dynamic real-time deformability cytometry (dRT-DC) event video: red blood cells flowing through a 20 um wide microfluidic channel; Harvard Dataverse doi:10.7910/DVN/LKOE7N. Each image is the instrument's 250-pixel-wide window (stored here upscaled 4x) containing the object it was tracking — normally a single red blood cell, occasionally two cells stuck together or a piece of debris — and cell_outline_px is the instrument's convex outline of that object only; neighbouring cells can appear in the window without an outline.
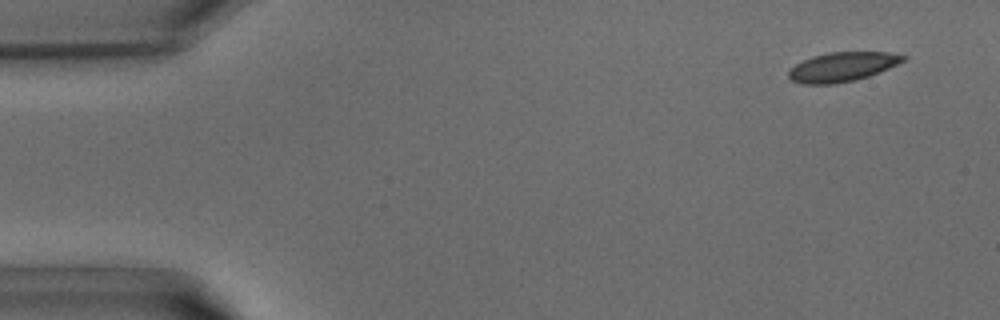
{"species": "common noctule bat (a hibernating species)", "species_latin": "Nyctalus noctula", "temperature_condition": "warm", "stored_images_in_passage": 40, "camera_frame_rate_fps": 3000, "um_per_image_px": 0.085, "animal": {"sex": "male", "body_mass_g": 15.6}, "frame": {"image": 1, "passage_image": 3, "time_ms": 0.667, "image_size_px": [1000, 320], "cell_outline_px": [[908, 56], [904, 60], [888, 68], [868, 76], [856, 80], [836, 84], [804, 84], [792, 80], [788, 76], [788, 72], [796, 64], [812, 56], [828, 52], [888, 52]], "centroid_in_image_um": [71.59, 5.68], "position_along_channel_um": 13.4, "area_um2": 19.42}}
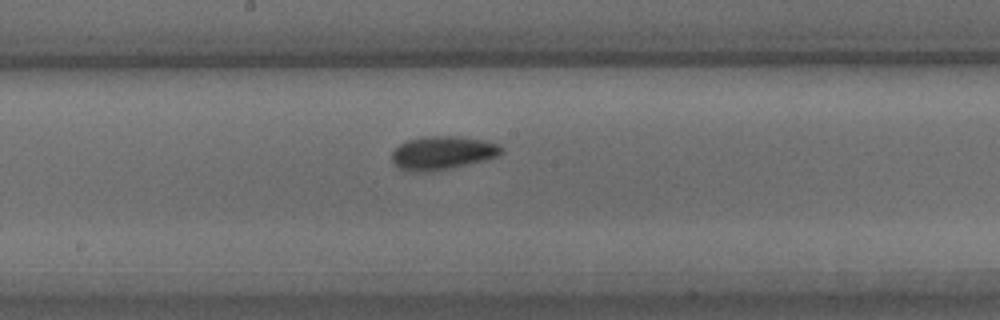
{"frame": {"image": 2, "passage_image": 21, "time_ms": 6.667, "image_size_px": [1000, 320], "cell_outline_px": [[504, 152], [500, 156], [488, 160], [428, 172], [412, 172], [400, 168], [392, 160], [392, 152], [400, 144], [408, 140], [424, 136], [460, 136], [488, 140], [500, 144], [504, 148]], "centroid_in_image_um": [37.7, 12.98], "position_along_channel_um": 210.5, "area_um2": 21.68}}
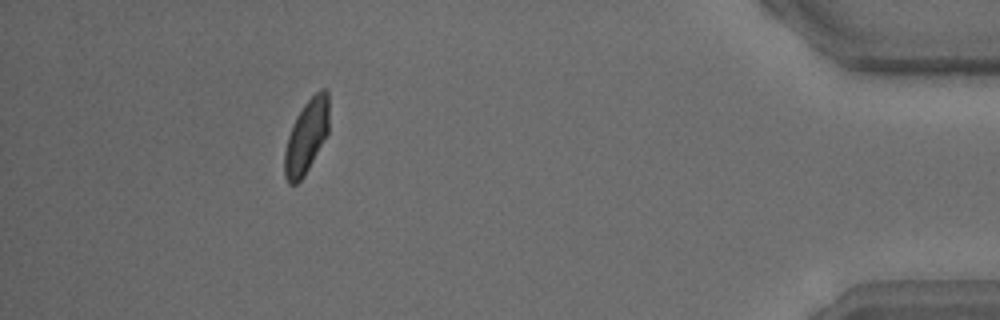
{"frame": {"image": 3, "passage_image": 36, "time_ms": 11.667, "image_size_px": [1000, 320], "cell_outline_px": [[328, 132], [304, 176], [296, 184], [288, 184], [284, 176], [284, 152], [288, 136], [292, 124], [296, 116], [304, 104], [320, 88], [324, 88], [328, 92]], "centroid_in_image_um": [26.02, 11.6], "position_along_channel_um": 409.2, "area_um2": 18.96}}